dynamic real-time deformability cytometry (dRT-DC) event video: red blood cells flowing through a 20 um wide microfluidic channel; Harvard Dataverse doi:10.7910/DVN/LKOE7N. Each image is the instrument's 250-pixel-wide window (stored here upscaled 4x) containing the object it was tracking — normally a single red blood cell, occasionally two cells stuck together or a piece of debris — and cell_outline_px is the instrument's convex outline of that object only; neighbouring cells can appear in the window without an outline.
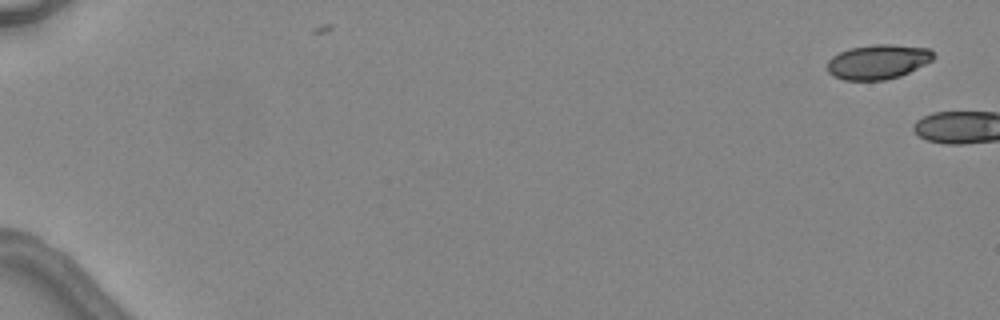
{"species": "common noctule bat (a hibernating species)", "species_latin": "Nyctalus noctula", "temperature_condition": "warm", "stored_images_in_passage": 6, "camera_frame_rate_fps": 3000, "um_per_image_px": 0.085, "animal": {"sex": "female", "body_mass_g": 24.6, "forearm_length_mm": 56.2}, "frame": {"image": 1, "passage_image": 1, "time_ms": 0.0, "image_size_px": [1000, 320], "cell_outline_px": [[936, 56], [932, 60], [900, 76], [884, 80], [844, 80], [832, 76], [828, 72], [828, 60], [832, 56], [840, 52], [852, 48], [872, 44], [892, 44], [928, 48]], "centroid_in_image_um": [74.61, 5.25], "position_along_channel_um": 10.4, "area_um2": 21.33}}
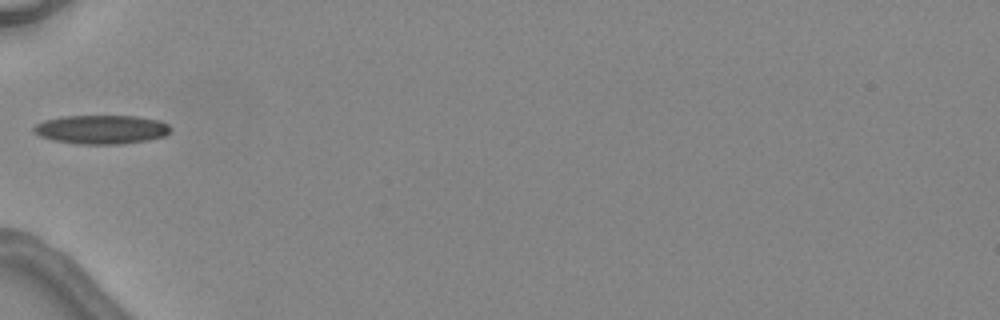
{"frame": {"image": 2, "passage_image": 6, "time_ms": 7.0, "image_size_px": [1000, 320], "cell_outline_px": [[172, 128], [164, 136], [148, 140], [120, 144], [80, 144], [52, 140], [40, 136], [32, 132], [32, 128], [36, 124], [44, 120], [64, 116], [136, 116], [160, 120], [168, 124]], "centroid_in_image_um": [8.61, 11.0], "position_along_channel_um": 76.4, "area_um2": 23.12}}